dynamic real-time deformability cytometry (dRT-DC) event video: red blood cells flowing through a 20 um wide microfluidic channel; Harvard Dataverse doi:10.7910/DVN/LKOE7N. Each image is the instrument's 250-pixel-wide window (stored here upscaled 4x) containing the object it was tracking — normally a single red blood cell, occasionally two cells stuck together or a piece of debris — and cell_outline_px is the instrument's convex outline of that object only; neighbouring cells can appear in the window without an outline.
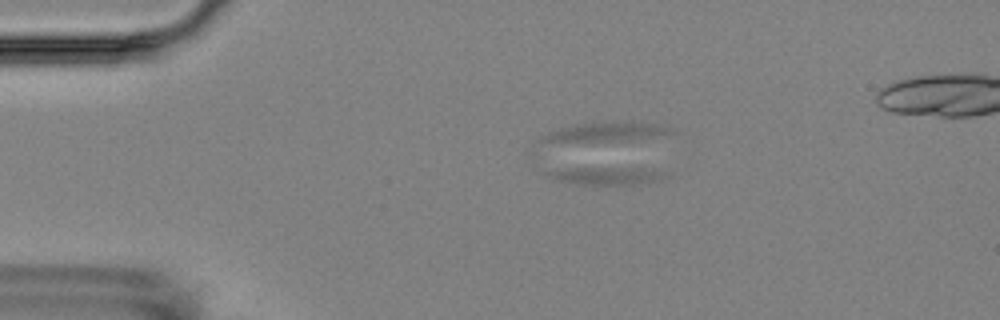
{"species": "Egyptian fruit bat (a non-hibernating species)", "species_latin": "Rousettus aegyptiacus", "temperature_condition": "room temperature", "stored_images_in_passage": 11, "segment_of_instrument_passage": [1, 2], "camera_frame_rate_fps": 3000, "um_per_image_px": 0.085, "animal": {"sex": "female"}, "frame": {"image": 1, "passage_image": 4, "time_ms": 4.0, "image_size_px": [1000, 320], "cell_outline_px": [[668, 176], [664, 180], [632, 184], [576, 184], [552, 180], [544, 172], [576, 168], [640, 168], [668, 172]], "centroid_in_image_um": [51.6, 14.94], "position_along_channel_um": 33.4, "area_um2": 12.02}}